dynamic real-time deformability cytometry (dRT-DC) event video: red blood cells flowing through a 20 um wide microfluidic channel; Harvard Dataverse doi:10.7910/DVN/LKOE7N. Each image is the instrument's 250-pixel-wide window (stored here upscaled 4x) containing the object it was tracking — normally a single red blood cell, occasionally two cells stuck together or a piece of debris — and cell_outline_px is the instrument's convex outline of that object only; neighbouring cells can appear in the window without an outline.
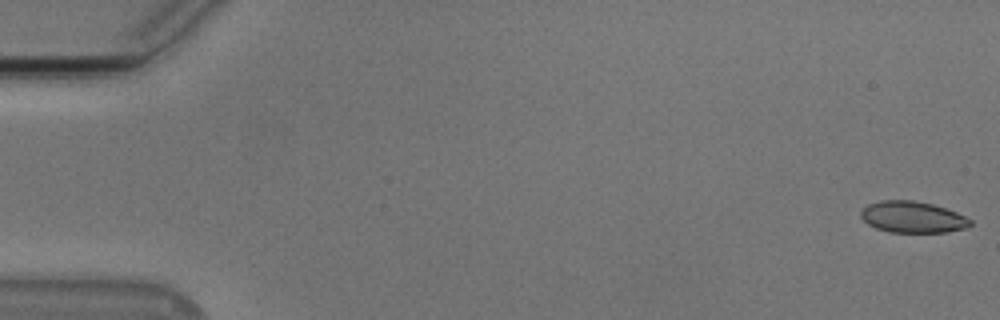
{"species": "Egyptian fruit bat (a non-hibernating species)", "species_latin": "Rousettus aegyptiacus", "temperature_condition": "cold", "stored_images_in_passage": 56, "segment_of_instrument_passage": [1, 2], "camera_frame_rate_fps": 3000, "um_per_image_px": 0.085, "animal": {"sex": "male"}, "frame": {"image": 1, "passage_image": 1, "time_ms": 0.0, "image_size_px": [1000, 320], "cell_outline_px": [[972, 224], [968, 228], [944, 232], [888, 232], [876, 228], [868, 224], [860, 216], [860, 212], [868, 204], [880, 200], [912, 200], [932, 204], [956, 212], [972, 220]], "centroid_in_image_um": [77.57, 18.45], "position_along_channel_um": 7.4, "area_um2": 20.0}}
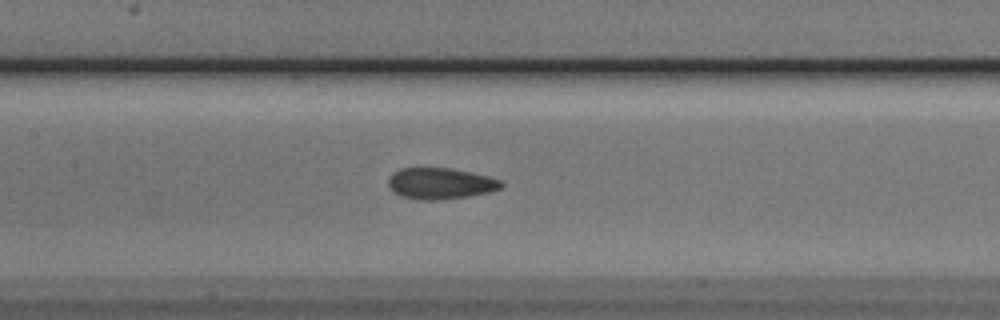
{"frame": {"image": 2, "passage_image": 26, "time_ms": 8.333, "image_size_px": [1000, 320], "cell_outline_px": [[504, 184], [500, 188], [488, 192], [468, 196], [440, 200], [420, 200], [400, 196], [392, 192], [388, 188], [388, 176], [392, 172], [400, 168], [452, 168], [488, 176], [500, 180]], "centroid_in_image_um": [37.36, 15.59], "position_along_channel_um": 170.0, "area_um2": 20.75}}
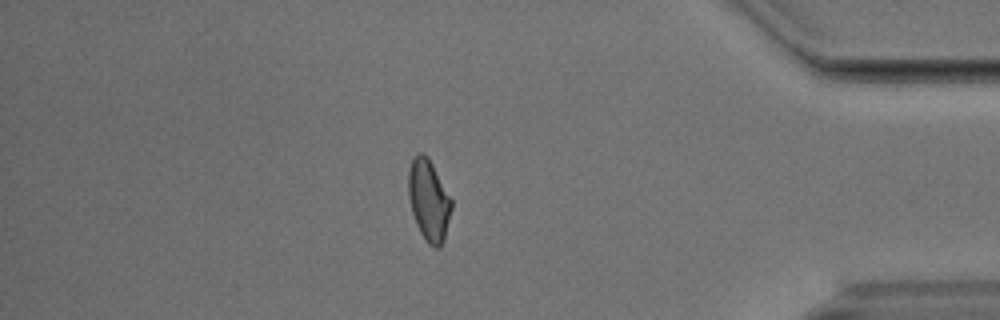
{"frame": {"image": 3, "passage_image": 47, "time_ms": 15.333, "image_size_px": [1000, 320], "cell_outline_px": [[452, 208], [444, 240], [440, 248], [436, 248], [428, 244], [424, 240], [416, 224], [412, 212], [408, 196], [408, 172], [412, 160], [416, 152], [424, 152], [428, 156], [452, 200]], "centroid_in_image_um": [36.44, 17.02], "position_along_channel_um": 398.8, "area_um2": 20.58}}